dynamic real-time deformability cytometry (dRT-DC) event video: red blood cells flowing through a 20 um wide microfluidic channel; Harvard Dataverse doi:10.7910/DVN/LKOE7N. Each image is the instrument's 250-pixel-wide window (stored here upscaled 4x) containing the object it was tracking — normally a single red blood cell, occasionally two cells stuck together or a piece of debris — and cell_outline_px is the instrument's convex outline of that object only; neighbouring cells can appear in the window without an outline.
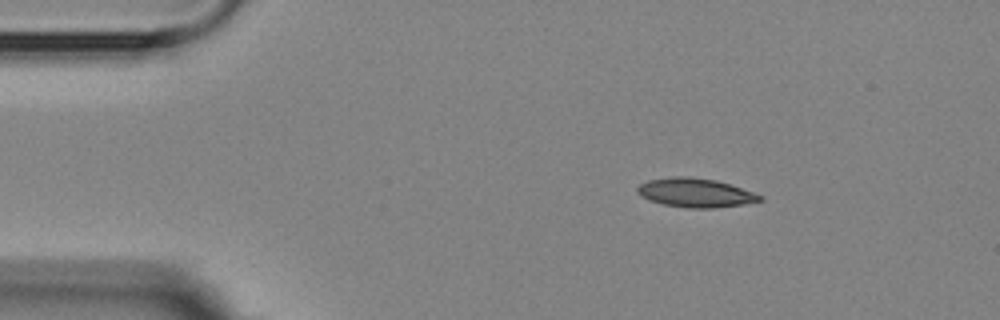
{"species": "Egyptian fruit bat (a non-hibernating species)", "species_latin": "Rousettus aegyptiacus", "temperature_condition": "room temperature", "stored_images_in_passage": 4, "segment_of_instrument_passage": [1, 2], "camera_frame_rate_fps": 3000, "um_per_image_px": 0.085, "animal": {"sex": "female"}, "frame": {"image": 1, "passage_image": 1, "time_ms": 0.0, "image_size_px": [1000, 320], "cell_outline_px": [[764, 200], [744, 204], [712, 208], [688, 208], [664, 204], [648, 200], [640, 196], [636, 192], [636, 188], [640, 184], [648, 180], [676, 176], [688, 176], [716, 180], [764, 196]], "centroid_in_image_um": [59.08, 16.38], "position_along_channel_um": 25.9, "area_um2": 20.63}}